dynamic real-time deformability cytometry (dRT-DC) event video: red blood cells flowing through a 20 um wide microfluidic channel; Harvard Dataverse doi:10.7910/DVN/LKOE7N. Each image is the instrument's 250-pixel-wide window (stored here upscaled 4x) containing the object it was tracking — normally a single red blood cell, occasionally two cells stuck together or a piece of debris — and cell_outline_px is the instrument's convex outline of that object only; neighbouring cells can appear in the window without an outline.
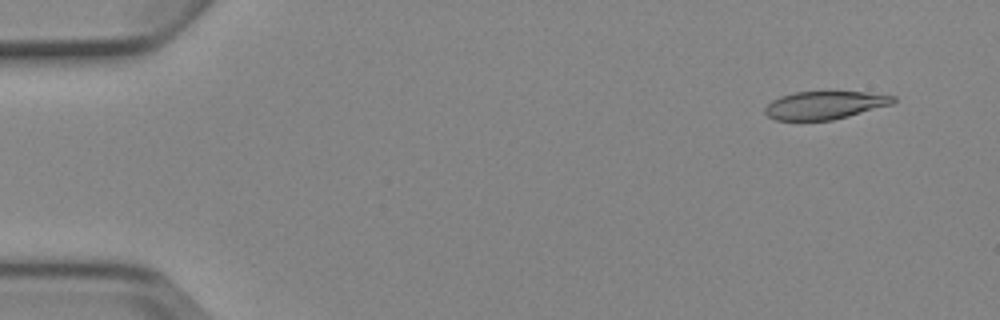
{"species": "Egyptian fruit bat (a non-hibernating species)", "species_latin": "Rousettus aegyptiacus", "temperature_condition": "cold", "stored_images_in_passage": 4, "camera_frame_rate_fps": 3000, "um_per_image_px": 0.085, "animal": {"sex": "female"}, "frame": {"image": 1, "passage_image": 1, "time_ms": 0.0, "image_size_px": [1000, 320], "cell_outline_px": [[896, 100], [892, 104], [848, 116], [832, 120], [776, 120], [768, 116], [764, 112], [764, 108], [772, 100], [780, 96], [796, 92], [828, 88], [864, 92], [896, 96]], "centroid_in_image_um": [70.11, 8.88], "position_along_channel_um": 14.9, "area_um2": 21.73}}
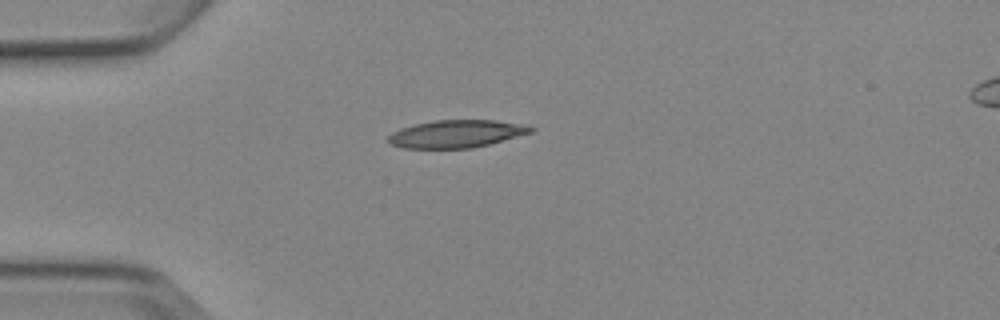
{"frame": {"image": 2, "passage_image": 4, "time_ms": 3.333, "image_size_px": [1000, 320], "cell_outline_px": [[536, 128], [532, 132], [488, 144], [472, 148], [400, 148], [388, 144], [384, 140], [392, 132], [400, 128], [416, 124], [436, 120], [496, 120], [524, 124]], "centroid_in_image_um": [38.73, 11.38], "position_along_channel_um": 46.3, "area_um2": 23.06}}